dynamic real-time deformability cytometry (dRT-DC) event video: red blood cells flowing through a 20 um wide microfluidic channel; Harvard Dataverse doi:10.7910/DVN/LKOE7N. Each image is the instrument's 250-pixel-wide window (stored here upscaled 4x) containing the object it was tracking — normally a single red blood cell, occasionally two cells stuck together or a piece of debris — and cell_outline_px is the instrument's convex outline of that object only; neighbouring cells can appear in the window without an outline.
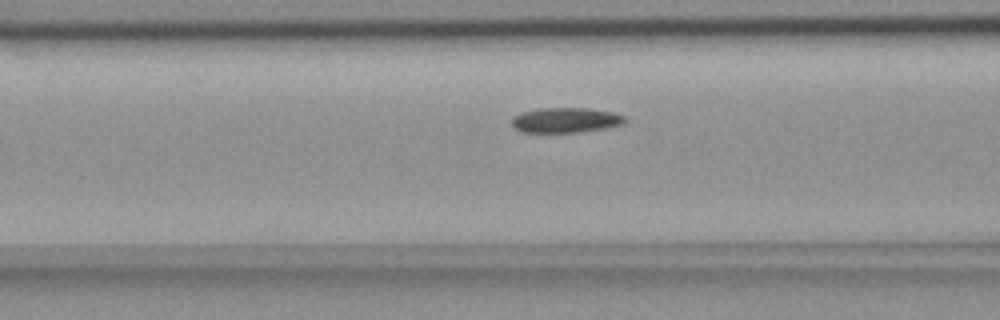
{"species": "common noctule bat (a hibernating species)", "species_latin": "Nyctalus noctula", "temperature_condition": "room temperature", "stored_images_in_passage": 36, "camera_frame_rate_fps": 3000, "um_per_image_px": 0.085, "animal": {"sex": "female", "body_mass_g": 18.4}, "frame": {"image": 1, "passage_image": 14, "time_ms": 4.333, "image_size_px": [1000, 320], "cell_outline_px": [[628, 120], [624, 124], [604, 128], [580, 132], [520, 132], [512, 124], [512, 116], [520, 112], [540, 108], [588, 108], [612, 112], [624, 116]], "centroid_in_image_um": [48.07, 10.2], "position_along_channel_um": 118.5, "area_um2": 16.59}}
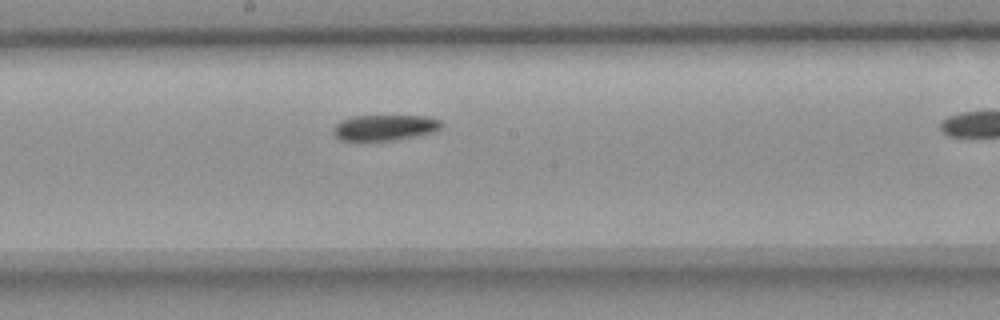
{"frame": {"image": 2, "passage_image": 22, "time_ms": 7.0, "image_size_px": [1000, 320], "cell_outline_px": [[444, 124], [436, 132], [392, 140], [340, 140], [332, 132], [332, 128], [340, 120], [352, 116], [424, 116], [440, 120]], "centroid_in_image_um": [32.69, 10.83], "position_along_channel_um": 215.5, "area_um2": 16.18}}
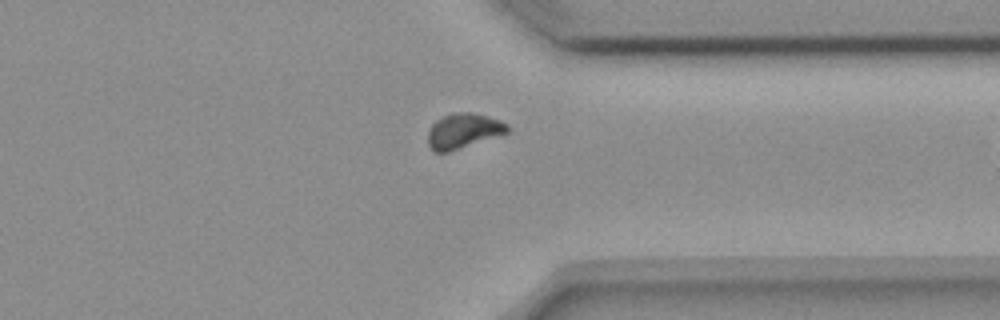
{"frame": {"image": 3, "passage_image": 35, "time_ms": 11.333, "image_size_px": [1000, 320], "cell_outline_px": [[508, 132], [448, 152], [432, 152], [428, 144], [428, 132], [432, 124], [436, 120], [452, 112], [472, 112], [488, 116], [500, 120], [508, 124]], "centroid_in_image_um": [39.36, 11.11], "position_along_channel_um": 372.0, "area_um2": 16.13}}